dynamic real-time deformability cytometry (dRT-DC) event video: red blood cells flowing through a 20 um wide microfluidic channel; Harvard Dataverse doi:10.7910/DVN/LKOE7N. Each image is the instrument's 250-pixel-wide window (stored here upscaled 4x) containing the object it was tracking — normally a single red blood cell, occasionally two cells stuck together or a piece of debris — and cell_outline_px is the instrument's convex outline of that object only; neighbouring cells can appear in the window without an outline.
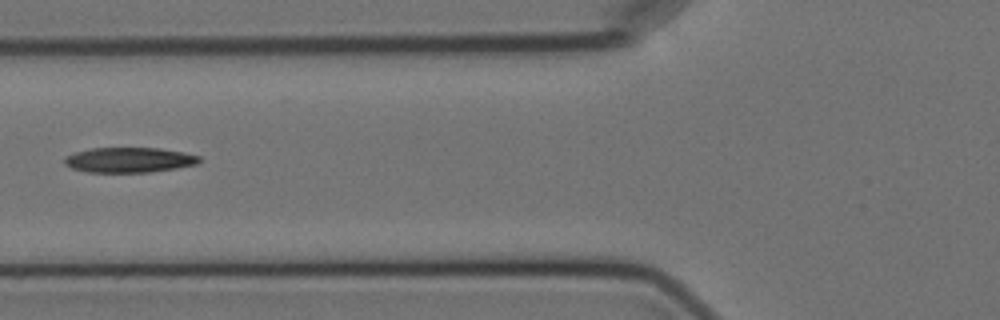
{"species": "Egyptian fruit bat (a non-hibernating species)", "species_latin": "Rousettus aegyptiacus", "temperature_condition": "cold", "stored_images_in_passage": 6, "camera_frame_rate_fps": 3000, "um_per_image_px": 0.085, "animal": {"sex": "female"}, "frame": {"image": 1, "passage_image": 6, "time_ms": 6.333, "image_size_px": [1000, 320], "cell_outline_px": [[200, 160], [196, 164], [176, 168], [148, 172], [88, 172], [72, 168], [64, 164], [64, 156], [76, 152], [92, 148], [160, 148], [184, 152], [200, 156]], "centroid_in_image_um": [10.96, 13.59], "position_along_channel_um": 114.8, "area_um2": 19.65}}